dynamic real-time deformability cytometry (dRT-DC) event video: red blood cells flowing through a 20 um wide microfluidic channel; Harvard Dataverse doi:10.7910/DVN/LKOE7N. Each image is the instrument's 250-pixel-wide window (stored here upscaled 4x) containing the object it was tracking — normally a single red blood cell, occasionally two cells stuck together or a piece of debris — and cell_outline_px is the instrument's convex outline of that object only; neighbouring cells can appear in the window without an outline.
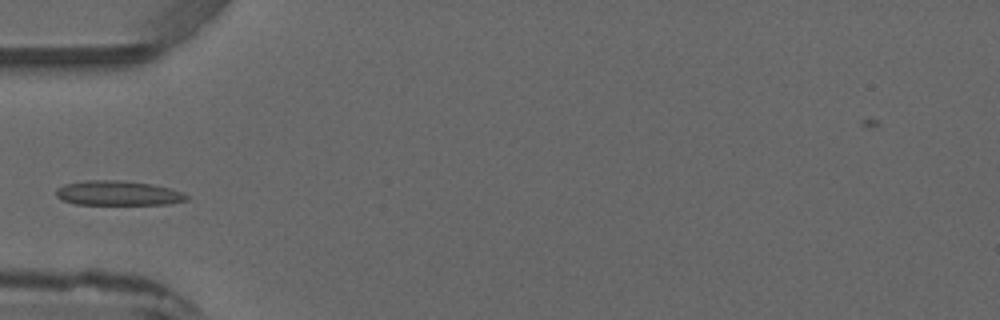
{"species": "common noctule bat (a hibernating species)", "species_latin": "Nyctalus noctula", "temperature_condition": "warm", "stored_images_in_passage": 3, "camera_frame_rate_fps": 3000, "um_per_image_px": 0.085, "animal": {"sex": "male", "forearm_length_mm": 52.5}, "frame": {"image": 1, "passage_image": 3, "time_ms": 2.667, "image_size_px": [1000, 320], "cell_outline_px": [[188, 200], [168, 204], [76, 204], [64, 200], [56, 196], [56, 188], [64, 184], [84, 180], [116, 180], [152, 184], [168, 188], [180, 192], [188, 196]], "centroid_in_image_um": [10.0, 16.41], "position_along_channel_um": 75.0, "area_um2": 18.55}}